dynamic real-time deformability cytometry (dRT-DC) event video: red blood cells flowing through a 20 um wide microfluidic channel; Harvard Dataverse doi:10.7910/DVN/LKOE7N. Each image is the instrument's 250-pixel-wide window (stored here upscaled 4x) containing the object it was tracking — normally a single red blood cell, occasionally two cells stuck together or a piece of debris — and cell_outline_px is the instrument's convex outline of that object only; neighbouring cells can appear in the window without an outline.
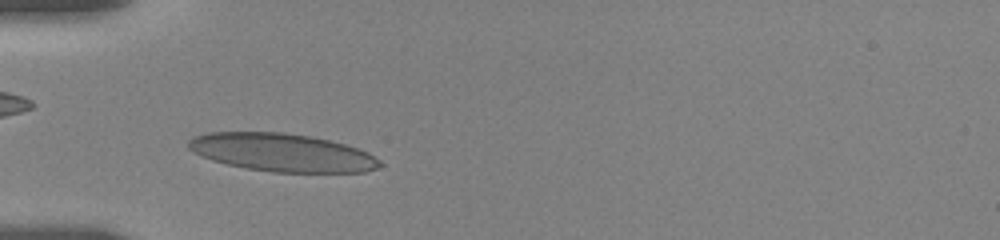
{"species": "human", "species_latin": "Homo sapiens", "temperature_condition": "room temperature", "stored_images_in_passage": 43, "camera_frame_rate_fps": 3000, "um_per_image_px": 0.085, "donor": {"sex": "female"}, "frame": {"image": 1, "passage_image": 8, "time_ms": 2.333, "image_size_px": [1000, 240], "cell_outline_px": [[384, 164], [376, 168], [364, 172], [272, 172], [244, 168], [212, 160], [200, 156], [192, 152], [188, 148], [188, 140], [192, 136], [208, 132], [284, 132], [308, 136], [328, 140], [344, 144], [368, 152], [380, 160]], "centroid_in_image_um": [23.93, 12.96], "position_along_channel_um": 61.1, "area_um2": 42.48}}
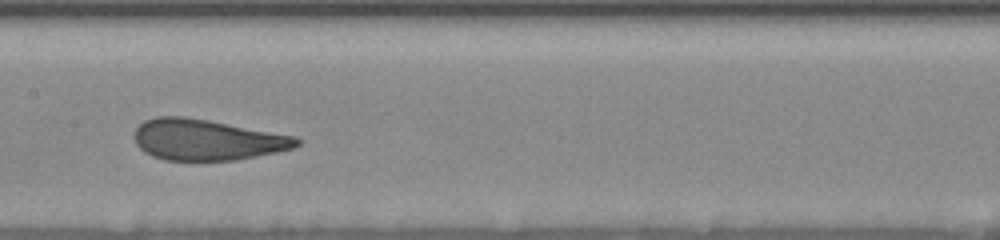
{"frame": {"image": 2, "passage_image": 19, "time_ms": 6.0, "image_size_px": [1000, 240], "cell_outline_px": [[300, 144], [292, 148], [276, 152], [236, 160], [164, 160], [152, 156], [144, 152], [136, 144], [132, 136], [136, 128], [144, 120], [156, 116], [184, 116], [208, 120], [296, 136], [300, 140]], "centroid_in_image_um": [17.54, 11.87], "position_along_channel_um": 189.9, "area_um2": 38.78}}
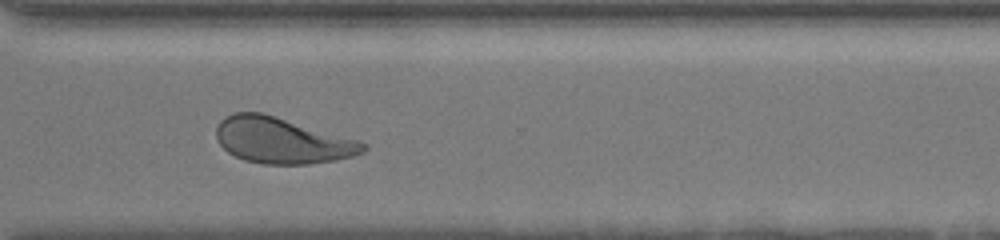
{"frame": {"image": 3, "passage_image": 32, "time_ms": 10.333, "image_size_px": [1000, 240], "cell_outline_px": [[368, 148], [364, 152], [352, 156], [336, 160], [308, 164], [264, 164], [244, 160], [228, 152], [216, 140], [216, 128], [220, 120], [224, 116], [236, 112], [260, 112], [360, 140], [368, 144]], "centroid_in_image_um": [23.98, 11.94], "position_along_channel_um": 346.6, "area_um2": 39.42}, "authors_computed_cell_mechanics": {"area_um2": 39.7086, "velocity_mm_per_s": 3.6325, "shape_relaxation_time_tau1_ms": 4.7644, "shape_relaxation_time_tau2_ms": 0.8028, "deformation_change_tau1": 0.1679, "deformation_change_tau2": 0.0711}}